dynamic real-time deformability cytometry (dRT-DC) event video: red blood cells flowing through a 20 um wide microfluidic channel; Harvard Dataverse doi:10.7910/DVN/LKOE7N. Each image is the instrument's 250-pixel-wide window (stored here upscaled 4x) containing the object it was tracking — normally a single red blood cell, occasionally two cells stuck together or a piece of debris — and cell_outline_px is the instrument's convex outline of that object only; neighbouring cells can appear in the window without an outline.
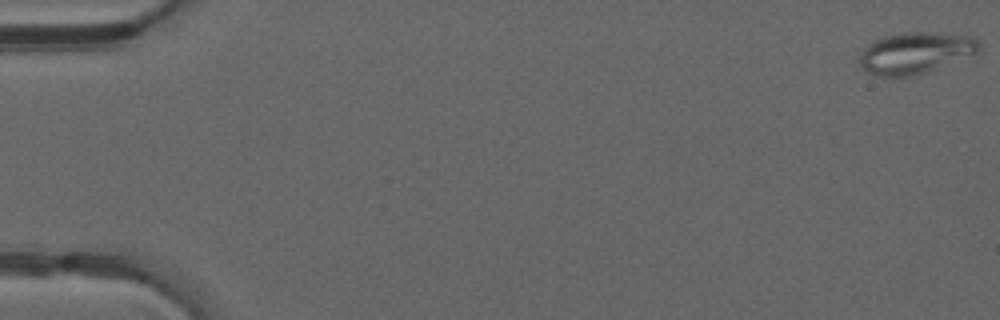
{"species": "common noctule bat (a hibernating species)", "species_latin": "Nyctalus noctula", "temperature_condition": "warm", "stored_images_in_passage": 50, "camera_frame_rate_fps": 3000, "um_per_image_px": 0.085, "animal": {"sex": "male", "forearm_length_mm": 52.5}, "frame": {"image": 1, "passage_image": 1, "time_ms": 0.0, "image_size_px": [1000, 320], "cell_outline_px": [[980, 52], [924, 72], [912, 76], [876, 76], [868, 72], [860, 64], [860, 56], [864, 48], [868, 44], [884, 36], [900, 32], [936, 32], [972, 36], [980, 44]], "centroid_in_image_um": [77.81, 4.47], "position_along_channel_um": 7.2, "area_um2": 28.61}}
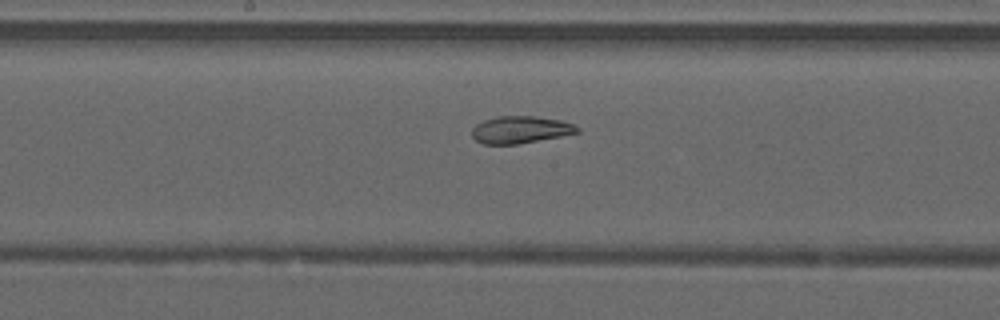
{"frame": {"image": 2, "passage_image": 27, "time_ms": 8.667, "image_size_px": [1000, 320], "cell_outline_px": [[580, 132], [560, 136], [516, 144], [484, 144], [476, 140], [472, 136], [472, 128], [476, 124], [484, 120], [500, 116], [536, 116], [560, 120], [572, 124], [580, 128]], "centroid_in_image_um": [44.23, 11.02], "position_along_channel_um": 204.0, "area_um2": 16.53}}
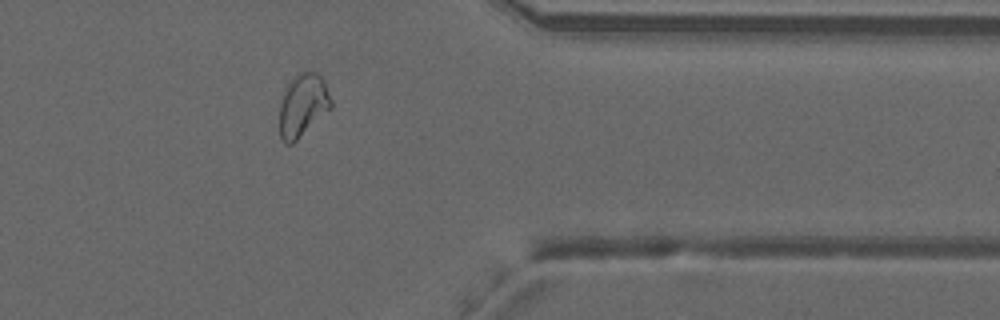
{"frame": {"image": 3, "passage_image": 41, "time_ms": 13.333, "image_size_px": [1000, 320], "cell_outline_px": [[332, 108], [292, 144], [284, 144], [280, 140], [280, 104], [284, 92], [288, 84], [296, 76], [304, 72], [316, 72], [324, 80], [332, 100]], "centroid_in_image_um": [25.75, 8.98], "position_along_channel_um": 385.6, "area_um2": 18.73}, "authors_computed_cell_mechanics": {"area_um2": 21.4438, "velocity_mm_per_s": 4.1551, "shape_relaxation_time_tau1_ms": null, "shape_relaxation_time_tau2_ms": 2.2409, "deformation_change_tau1": null, "deformation_change_tau2": 0.0712}}